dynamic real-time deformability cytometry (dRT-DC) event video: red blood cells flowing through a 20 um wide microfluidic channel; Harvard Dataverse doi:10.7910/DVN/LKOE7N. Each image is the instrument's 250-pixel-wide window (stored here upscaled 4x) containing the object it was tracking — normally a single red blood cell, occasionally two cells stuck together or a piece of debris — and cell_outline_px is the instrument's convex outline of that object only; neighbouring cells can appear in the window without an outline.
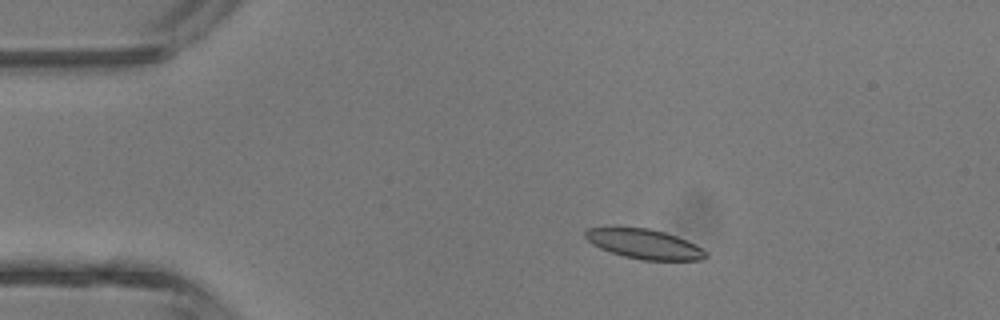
{"species": "common noctule bat (a hibernating species)", "species_latin": "Nyctalus noctula", "temperature_condition": "room temperature", "stored_images_in_passage": 5, "camera_frame_rate_fps": 3000, "um_per_image_px": 0.085, "animal": {"sex": "male", "body_mass_g": 13.3}, "frame": {"image": 1, "passage_image": 3, "time_ms": 2.333, "image_size_px": [1000, 320], "cell_outline_px": [[708, 256], [704, 260], [644, 260], [624, 256], [600, 248], [592, 244], [584, 236], [584, 232], [588, 228], [648, 228], [664, 232], [676, 236], [708, 252]], "centroid_in_image_um": [54.77, 20.75], "position_along_channel_um": 30.2, "area_um2": 20.46}}
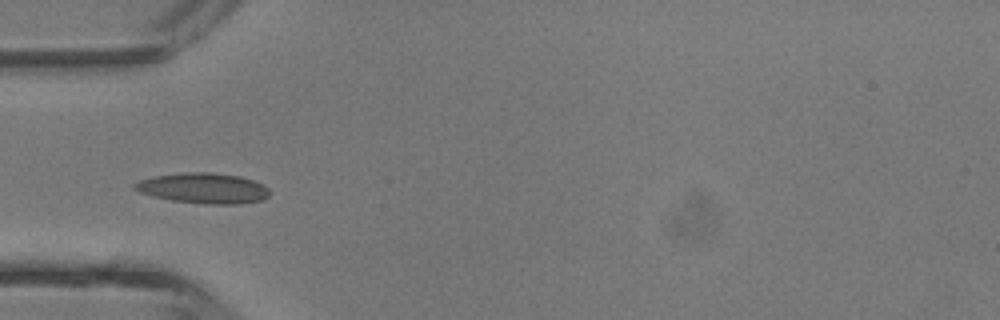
{"frame": {"image": 2, "passage_image": 4, "time_ms": 4.333, "image_size_px": [1000, 320], "cell_outline_px": [[268, 196], [264, 200], [240, 204], [204, 204], [172, 200], [152, 196], [140, 192], [132, 188], [132, 184], [140, 180], [152, 176], [184, 172], [212, 172], [240, 176], [264, 184], [268, 188]], "centroid_in_image_um": [17.28, 15.99], "position_along_channel_um": 67.7, "area_um2": 24.16}}
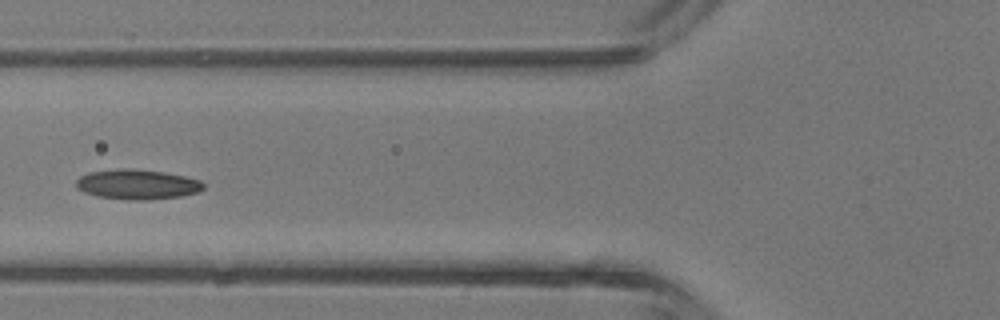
{"frame": {"image": 3, "passage_image": 5, "time_ms": 5.333, "image_size_px": [1000, 320], "cell_outline_px": [[204, 188], [200, 192], [180, 196], [144, 200], [128, 200], [96, 196], [84, 192], [76, 188], [76, 180], [80, 176], [88, 172], [120, 168], [132, 168], [164, 172], [184, 176], [200, 180], [204, 184]], "centroid_in_image_um": [11.65, 15.67], "position_along_channel_um": 114.2, "area_um2": 22.37}}